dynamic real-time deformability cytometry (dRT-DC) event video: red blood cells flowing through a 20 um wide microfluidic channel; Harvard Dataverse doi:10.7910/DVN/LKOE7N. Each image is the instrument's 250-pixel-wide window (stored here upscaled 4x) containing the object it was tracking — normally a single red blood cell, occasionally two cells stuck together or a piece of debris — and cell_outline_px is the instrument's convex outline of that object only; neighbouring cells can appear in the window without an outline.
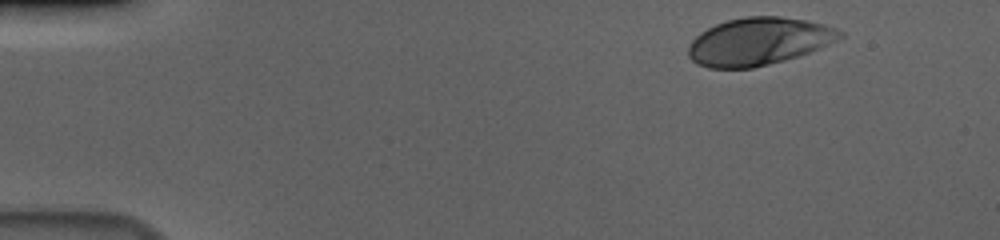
{"species": "human", "species_latin": "Homo sapiens", "temperature_condition": "cold", "stored_images_in_passage": 42, "camera_frame_rate_fps": 3000, "um_per_image_px": 0.085, "donor": {"sex": "male"}, "frame": {"image": 1, "passage_image": 1, "time_ms": 0.0, "image_size_px": [1000, 240], "cell_outline_px": [[844, 36], [820, 48], [784, 60], [752, 68], [708, 68], [696, 64], [688, 56], [688, 48], [692, 40], [700, 32], [716, 24], [728, 20], [748, 16], [780, 16], [804, 20], [824, 24], [836, 28], [844, 32]], "centroid_in_image_um": [64.47, 3.52], "position_along_channel_um": 20.5, "area_um2": 41.85}}
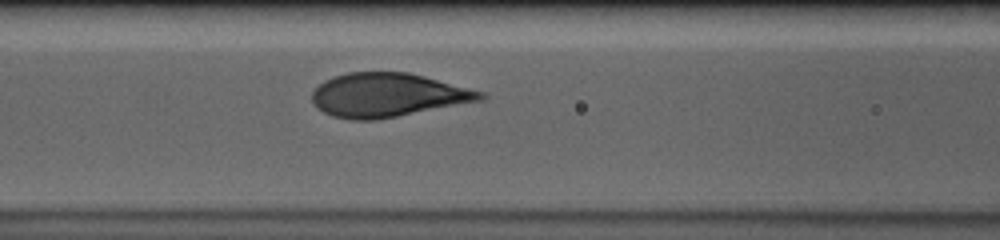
{"frame": {"image": 2, "passage_image": 19, "time_ms": 6.0, "image_size_px": [1000, 240], "cell_outline_px": [[488, 96], [484, 100], [376, 120], [348, 120], [332, 116], [316, 108], [312, 104], [312, 92], [324, 80], [332, 76], [348, 72], [408, 72], [424, 76], [484, 92]], "centroid_in_image_um": [32.93, 8.08], "position_along_channel_um": 133.7, "area_um2": 43.18}}
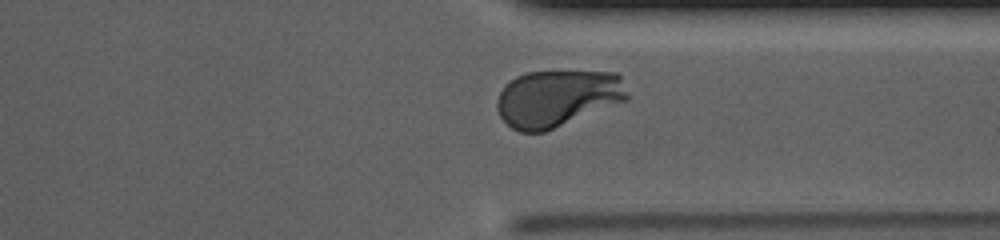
{"frame": {"image": 3, "passage_image": 38, "time_ms": 12.333, "image_size_px": [1000, 240], "cell_outline_px": [[628, 100], [544, 132], [520, 132], [512, 128], [500, 116], [496, 108], [496, 100], [504, 84], [516, 76], [528, 72], [616, 72], [620, 76], [628, 96]], "centroid_in_image_um": [47.35, 8.36], "position_along_channel_um": 364.1, "area_um2": 43.06}, "authors_computed_cell_mechanics": {"area_um2": 43.061, "velocity_mm_per_s": 3.6404, "shape_relaxation_time_tau1_ms": 2.8214, "shape_relaxation_time_tau2_ms": null, "deformation_change_tau1": 0.1785, "deformation_change_tau2": null}}